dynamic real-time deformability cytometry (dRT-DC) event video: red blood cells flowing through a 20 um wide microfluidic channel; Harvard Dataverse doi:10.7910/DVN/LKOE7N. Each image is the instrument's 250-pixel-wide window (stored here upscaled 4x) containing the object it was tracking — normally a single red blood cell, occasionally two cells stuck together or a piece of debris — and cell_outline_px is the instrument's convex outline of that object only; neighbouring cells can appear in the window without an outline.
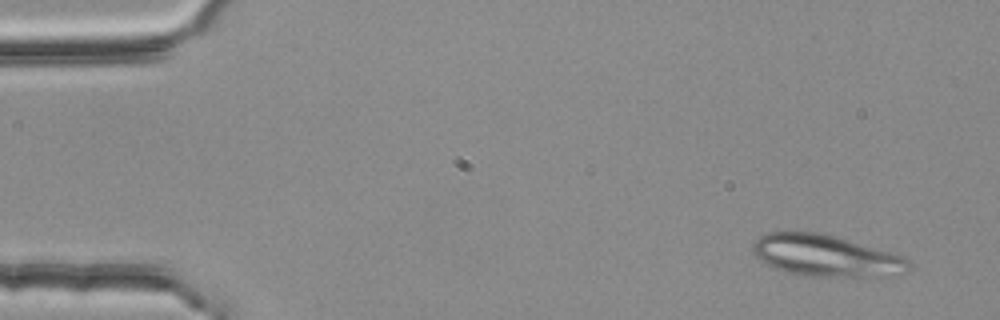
{"species": "common noctule bat (a hibernating species)", "species_latin": "Nyctalus noctula", "temperature_condition": "room temperature", "stored_images_in_passage": 3, "camera_frame_rate_fps": 3000, "um_per_image_px": 0.085, "animal": {"sex": "female", "body_mass_g": 25.1}, "frame": {"image": 1, "passage_image": 1, "time_ms": 0.0, "image_size_px": [1000, 320], "cell_outline_px": [[912, 268], [908, 272], [900, 276], [868, 280], [812, 276], [784, 272], [768, 264], [756, 256], [752, 252], [752, 244], [760, 236], [768, 232], [824, 232], [896, 252], [904, 256], [912, 264]], "centroid_in_image_um": [70.41, 21.78], "position_along_channel_um": 14.6, "area_um2": 39.82}}